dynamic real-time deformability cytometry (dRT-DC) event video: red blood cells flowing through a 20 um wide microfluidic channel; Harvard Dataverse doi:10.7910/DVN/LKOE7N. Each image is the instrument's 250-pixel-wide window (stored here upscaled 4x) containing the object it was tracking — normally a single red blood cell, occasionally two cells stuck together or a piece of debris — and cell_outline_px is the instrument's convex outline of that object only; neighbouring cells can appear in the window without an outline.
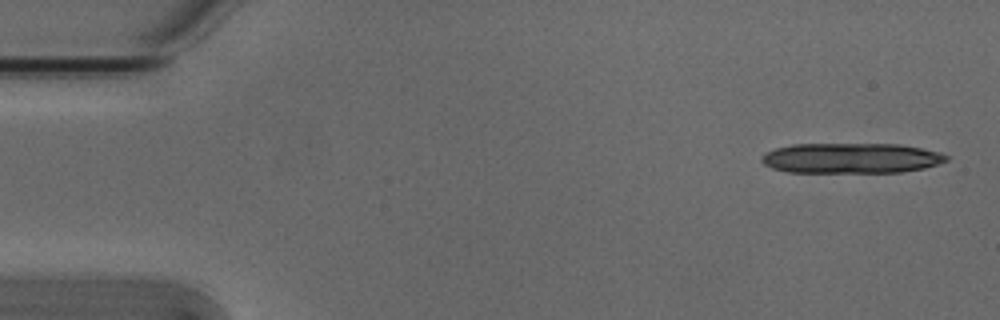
{"species": "Egyptian fruit bat (a non-hibernating species)", "species_latin": "Rousettus aegyptiacus", "temperature_condition": "cold", "stored_images_in_passage": 12, "camera_frame_rate_fps": 3000, "um_per_image_px": 0.085, "animal": {"sex": "male"}, "frame": {"image": 1, "passage_image": 1, "time_ms": 0.0, "image_size_px": [1000, 320], "cell_outline_px": [[948, 160], [924, 168], [900, 172], [788, 172], [772, 168], [764, 164], [760, 160], [764, 152], [776, 148], [792, 144], [900, 144], [920, 148], [936, 152], [948, 156]], "centroid_in_image_um": [72.28, 13.44], "position_along_channel_um": 12.7, "area_um2": 32.48}}